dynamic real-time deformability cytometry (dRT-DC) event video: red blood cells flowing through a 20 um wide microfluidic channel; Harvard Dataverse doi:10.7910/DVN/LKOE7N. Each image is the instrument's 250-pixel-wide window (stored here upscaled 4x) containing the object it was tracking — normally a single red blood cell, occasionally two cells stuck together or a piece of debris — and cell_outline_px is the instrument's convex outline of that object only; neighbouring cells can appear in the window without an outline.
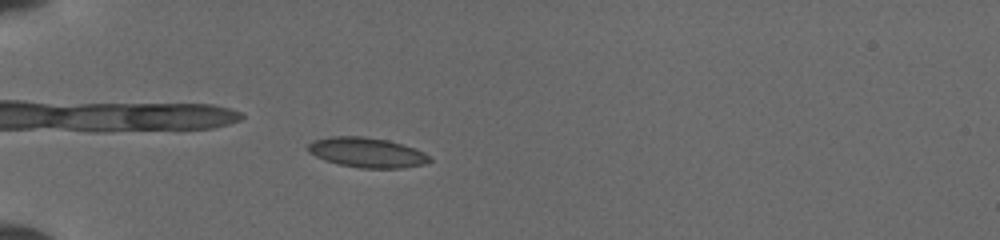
{"species": "common noctule bat (a hibernating species)", "species_latin": "Nyctalus noctula", "temperature_condition": "cold", "stored_images_in_passage": 44, "camera_frame_rate_fps": 3000, "um_per_image_px": 0.085, "animal": {"sex": "female", "body_mass_g": 19.5, "forearm_length_mm": 54.1}, "frame": {"image": 1, "passage_image": 11, "time_ms": 3.333, "image_size_px": [1000, 240], "cell_outline_px": [[432, 160], [424, 164], [404, 168], [360, 168], [340, 164], [324, 160], [308, 152], [308, 144], [312, 140], [332, 136], [364, 136], [388, 140], [424, 152]], "centroid_in_image_um": [31.16, 12.96], "position_along_channel_um": 53.8, "area_um2": 21.1}}
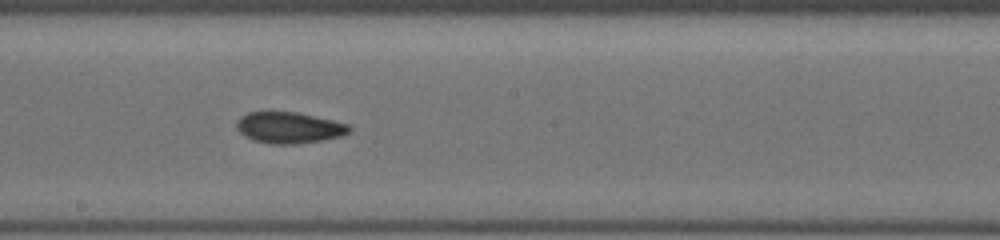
{"frame": {"image": 2, "passage_image": 22, "time_ms": 8.0, "image_size_px": [1000, 240], "cell_outline_px": [[352, 128], [348, 132], [340, 136], [320, 140], [296, 144], [268, 144], [252, 140], [244, 136], [236, 128], [236, 120], [240, 116], [248, 112], [296, 112], [332, 120], [348, 124]], "centroid_in_image_um": [24.51, 10.85], "position_along_channel_um": 223.7, "area_um2": 20.46}}
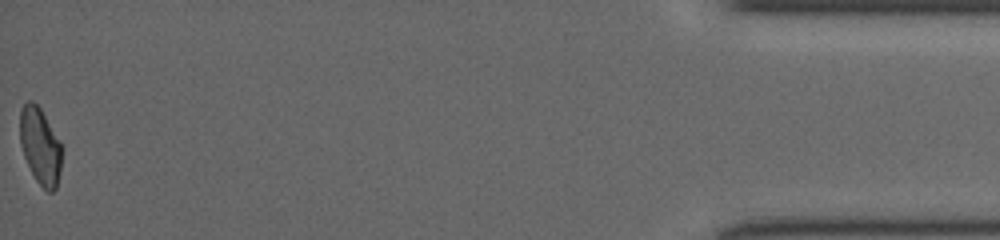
{"frame": {"image": 3, "passage_image": 44, "time_ms": 15.0, "image_size_px": [1000, 240], "cell_outline_px": [[60, 168], [56, 188], [52, 192], [48, 192], [36, 180], [24, 156], [20, 144], [20, 108], [28, 100], [32, 100], [40, 108], [60, 140]], "centroid_in_image_um": [3.39, 12.38], "position_along_channel_um": 431.8, "area_um2": 18.38}}